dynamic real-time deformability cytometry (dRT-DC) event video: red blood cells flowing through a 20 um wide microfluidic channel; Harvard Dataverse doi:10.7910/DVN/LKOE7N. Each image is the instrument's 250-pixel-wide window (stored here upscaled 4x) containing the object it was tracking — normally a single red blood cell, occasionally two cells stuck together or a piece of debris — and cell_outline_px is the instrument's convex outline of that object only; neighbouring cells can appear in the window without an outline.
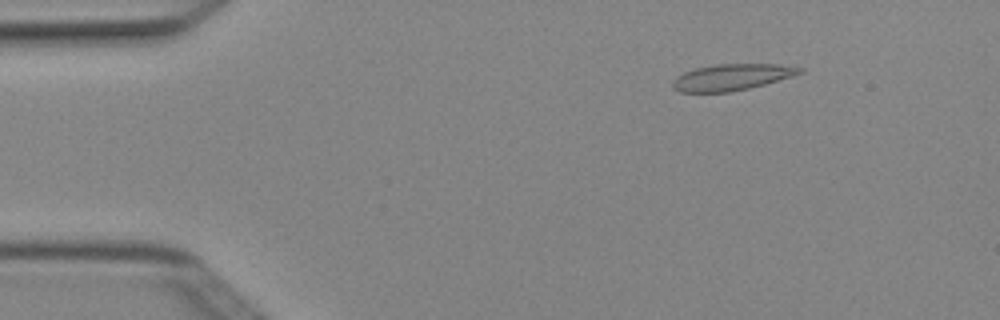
{"species": "Egyptian fruit bat (a non-hibernating species)", "species_latin": "Rousettus aegyptiacus", "temperature_condition": "cold", "stored_images_in_passage": 4, "camera_frame_rate_fps": 3000, "um_per_image_px": 0.085, "animal": {"sex": "female"}, "frame": {"image": 1, "passage_image": 2, "time_ms": 0.333, "image_size_px": [1000, 320], "cell_outline_px": [[804, 72], [792, 76], [764, 84], [748, 88], [728, 92], [680, 92], [672, 88], [672, 84], [676, 76], [684, 72], [696, 68], [716, 64], [776, 64], [804, 68]], "centroid_in_image_um": [62.18, 6.56], "position_along_channel_um": 22.8, "area_um2": 19.36}}